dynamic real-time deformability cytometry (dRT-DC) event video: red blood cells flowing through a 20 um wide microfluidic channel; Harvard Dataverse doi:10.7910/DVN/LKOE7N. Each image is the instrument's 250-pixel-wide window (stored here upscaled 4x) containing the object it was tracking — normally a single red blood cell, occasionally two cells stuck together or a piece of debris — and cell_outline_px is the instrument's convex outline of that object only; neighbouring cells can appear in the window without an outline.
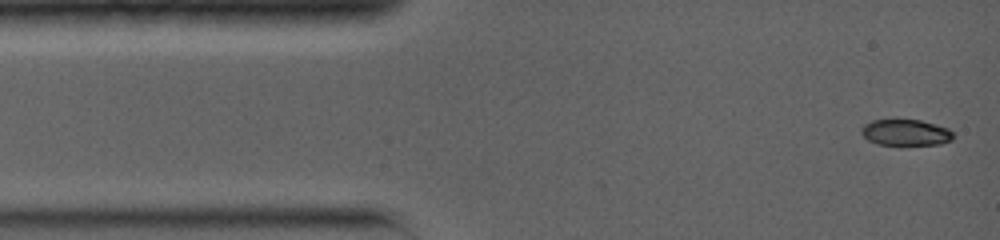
{"species": "common noctule bat (a hibernating species)", "species_latin": "Nyctalus noctula", "temperature_condition": "warm", "stored_images_in_passage": 38, "camera_frame_rate_fps": 5000, "um_per_image_px": 0.085, "animal": {"sex": "female", "body_mass_g": 19.0, "forearm_length_mm": 56.7}, "frame": {"image": 1, "passage_image": 1, "time_ms": 0.0, "image_size_px": [1000, 240], "cell_outline_px": [[952, 140], [940, 144], [876, 144], [868, 140], [860, 132], [860, 128], [864, 124], [872, 120], [920, 120], [936, 124], [948, 128], [952, 132]], "centroid_in_image_um": [76.96, 11.25], "position_along_channel_um": 8.0, "area_um2": 13.87}}
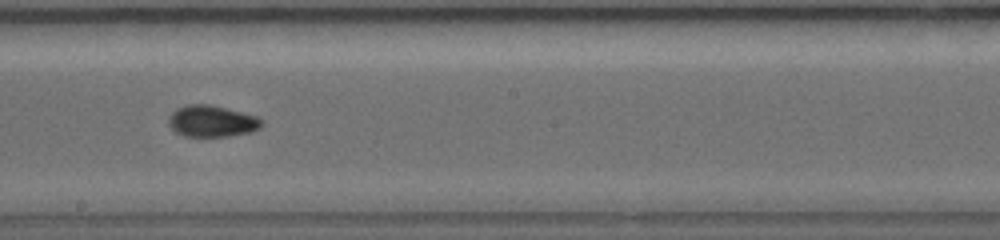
{"frame": {"image": 2, "passage_image": 13, "time_ms": 7.4, "image_size_px": [1000, 240], "cell_outline_px": [[264, 124], [260, 128], [248, 132], [228, 136], [184, 136], [176, 132], [168, 124], [168, 116], [176, 108], [188, 104], [212, 104], [256, 116], [264, 120]], "centroid_in_image_um": [18.0, 10.28], "position_along_channel_um": 230.2, "area_um2": 17.17}}
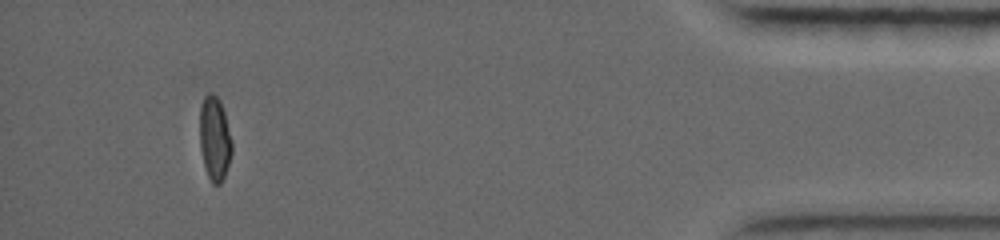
{"frame": {"image": 3, "passage_image": 32, "time_ms": 14.0, "image_size_px": [1000, 240], "cell_outline_px": [[232, 152], [224, 176], [220, 184], [212, 184], [208, 176], [204, 164], [200, 148], [200, 108], [204, 96], [208, 92], [212, 92], [220, 100], [224, 112], [232, 140]], "centroid_in_image_um": [18.24, 11.75], "position_along_channel_um": 417.0, "area_um2": 15.72}, "authors_computed_cell_mechanics": {"area_um2": 16.2418, "velocity_mm_per_s": 3.9671, "shape_relaxation_time_tau1_ms": 6.4759, "shape_relaxation_time_tau2_ms": null, "deformation_change_tau1": 0.2128, "deformation_change_tau2": null}}